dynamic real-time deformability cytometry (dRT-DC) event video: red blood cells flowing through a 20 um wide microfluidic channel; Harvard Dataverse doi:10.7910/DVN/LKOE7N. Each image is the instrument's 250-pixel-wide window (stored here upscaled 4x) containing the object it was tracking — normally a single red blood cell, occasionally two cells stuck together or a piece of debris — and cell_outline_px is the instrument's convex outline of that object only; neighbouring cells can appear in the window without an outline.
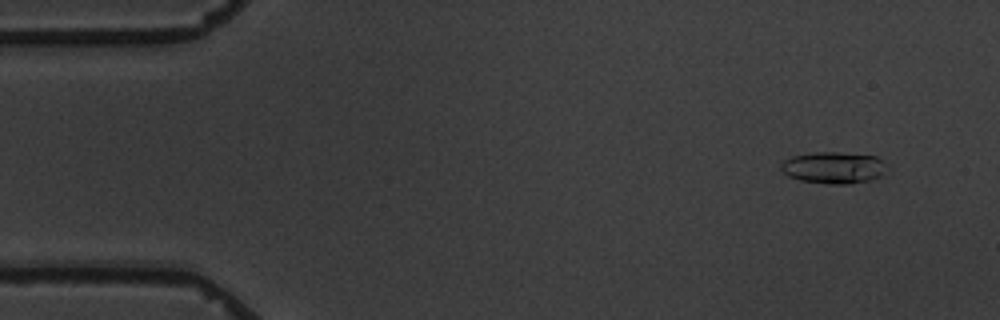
{"species": "common noctule bat (a hibernating species)", "species_latin": "Nyctalus noctula", "temperature_condition": "warm", "stored_images_in_passage": 15, "camera_frame_rate_fps": 3000, "um_per_image_px": 0.085, "animal": {"sex": "male", "body_mass_g": 19.5, "forearm_length_mm": 54.6}, "frame": {"image": 1, "passage_image": 2, "time_ms": 1.0, "image_size_px": [1000, 320], "cell_outline_px": [[880, 176], [868, 180], [848, 184], [832, 184], [800, 180], [788, 176], [780, 168], [780, 164], [784, 160], [792, 156], [816, 152], [836, 152], [876, 156], [880, 160]], "centroid_in_image_um": [70.73, 14.24], "position_along_channel_um": 14.3, "area_um2": 18.9}}
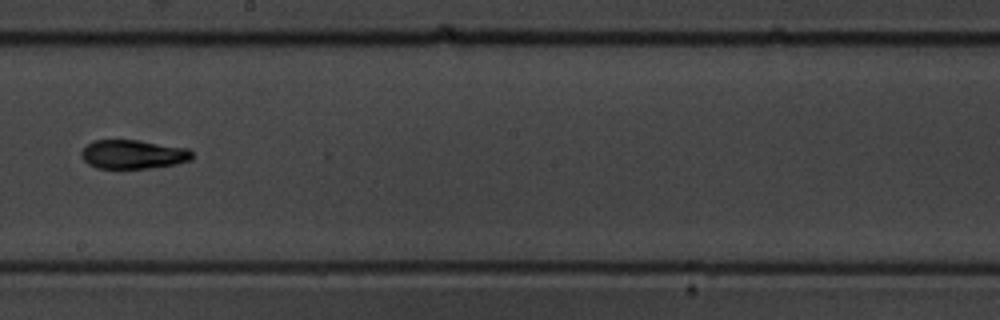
{"frame": {"image": 2, "passage_image": 9, "time_ms": 10.333, "image_size_px": [1000, 320], "cell_outline_px": [[192, 160], [176, 164], [148, 168], [96, 168], [88, 164], [80, 156], [80, 152], [92, 140], [136, 140], [188, 148], [192, 152]], "centroid_in_image_um": [11.3, 13.12], "position_along_channel_um": 236.9, "area_um2": 18.67}}
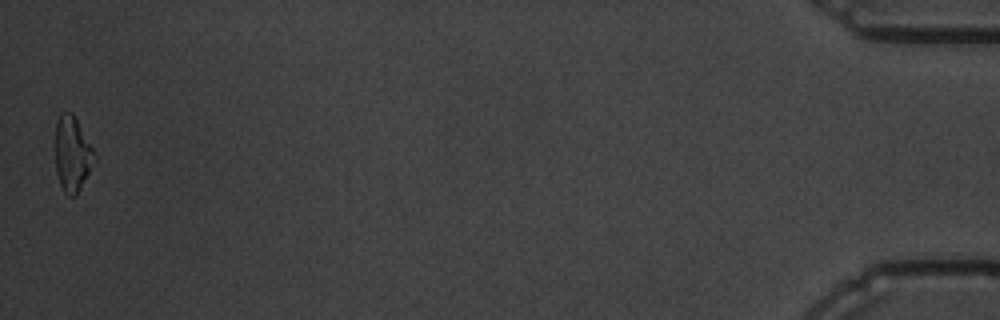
{"frame": {"image": 3, "passage_image": 15, "time_ms": 18.667, "image_size_px": [1000, 320], "cell_outline_px": [[96, 156], [76, 196], [68, 196], [64, 192], [60, 184], [56, 172], [56, 120], [60, 112], [72, 112], [92, 148]], "centroid_in_image_um": [6.11, 13.07], "position_along_channel_um": 429.1, "area_um2": 16.7}, "authors_computed_cell_mechanics": {"area_um2": 18.2648, "velocity_mm_per_s": 3.4639, "shape_relaxation_time_tau1_ms": 3.6101, "shape_relaxation_time_tau2_ms": 9.4568, "deformation_change_tau1": 0.1854, "deformation_change_tau2": 0.1798}}